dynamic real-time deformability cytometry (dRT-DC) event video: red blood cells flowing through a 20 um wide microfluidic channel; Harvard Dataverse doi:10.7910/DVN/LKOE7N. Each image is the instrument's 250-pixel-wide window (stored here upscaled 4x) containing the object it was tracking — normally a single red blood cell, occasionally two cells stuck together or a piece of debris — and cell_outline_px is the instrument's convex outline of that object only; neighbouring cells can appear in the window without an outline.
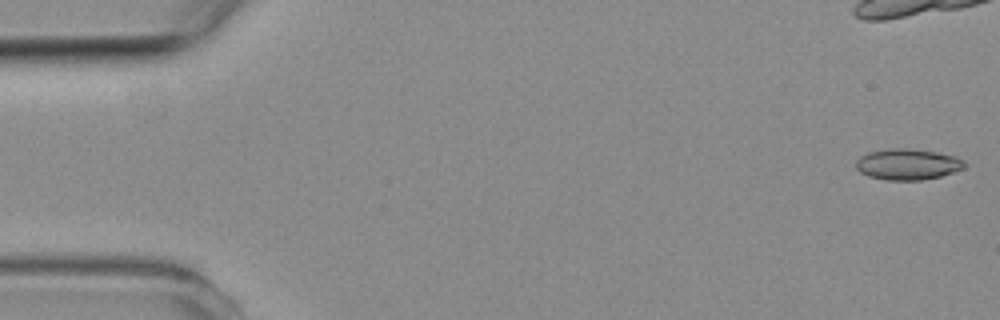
{"species": "common noctule bat (a hibernating species)", "species_latin": "Nyctalus noctula", "temperature_condition": "room temperature", "stored_images_in_passage": 8, "camera_frame_rate_fps": 3000, "um_per_image_px": 0.085, "animal": {"sex": "female", "body_mass_g": 19.3, "forearm_length_mm": 54.1}, "frame": {"image": 1, "passage_image": 1, "time_ms": 0.0, "image_size_px": [1000, 320], "cell_outline_px": [[968, 164], [964, 168], [940, 176], [924, 180], [884, 180], [868, 176], [860, 172], [856, 168], [856, 160], [860, 156], [868, 152], [896, 148], [904, 148], [936, 152], [956, 156], [964, 160]], "centroid_in_image_um": [77.16, 13.97], "position_along_channel_um": 7.8, "area_um2": 19.65}}
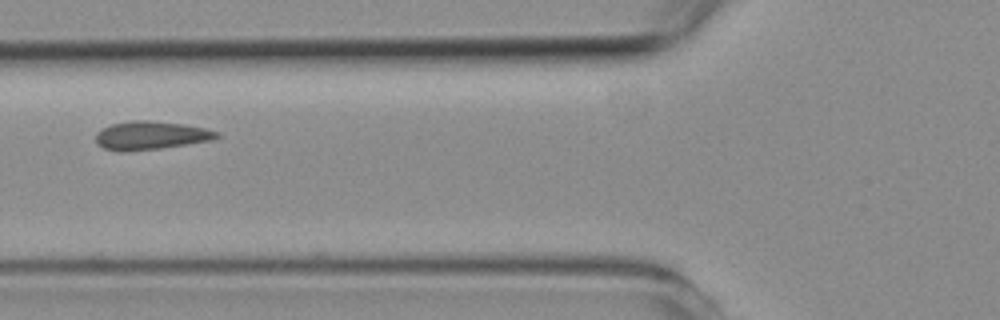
{"frame": {"image": 2, "passage_image": 7, "time_ms": 7.667, "image_size_px": [1000, 320], "cell_outline_px": [[220, 136], [216, 140], [160, 148], [124, 152], [120, 152], [104, 148], [96, 140], [96, 132], [112, 124], [132, 120], [148, 120], [184, 124], [204, 128], [220, 132]], "centroid_in_image_um": [12.87, 11.51], "position_along_channel_um": 112.9, "area_um2": 20.06}}